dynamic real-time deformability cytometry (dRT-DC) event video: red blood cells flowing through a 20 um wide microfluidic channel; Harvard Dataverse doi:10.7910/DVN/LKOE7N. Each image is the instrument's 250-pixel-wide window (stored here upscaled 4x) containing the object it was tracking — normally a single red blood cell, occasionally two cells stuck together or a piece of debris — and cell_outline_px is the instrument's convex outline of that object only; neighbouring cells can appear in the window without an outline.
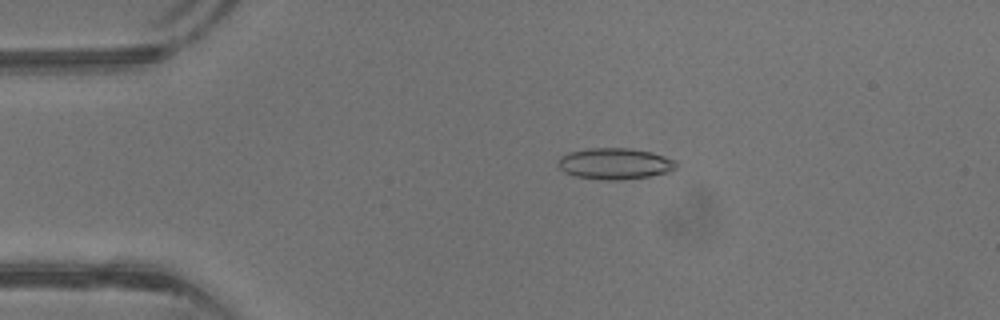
{"species": "common noctule bat (a hibernating species)", "species_latin": "Nyctalus noctula", "temperature_condition": "warm", "stored_images_in_passage": 41, "camera_frame_rate_fps": 3000, "um_per_image_px": 0.085, "animal": {"sex": "male", "body_mass_g": 13.3}, "frame": {"image": 1, "passage_image": 8, "time_ms": 2.333, "image_size_px": [1000, 320], "cell_outline_px": [[680, 164], [676, 168], [668, 172], [648, 176], [620, 180], [608, 180], [576, 176], [564, 172], [556, 164], [560, 156], [568, 152], [592, 148], [628, 148], [652, 152], [676, 160]], "centroid_in_image_um": [52.27, 13.9], "position_along_channel_um": 32.7, "area_um2": 21.56}}
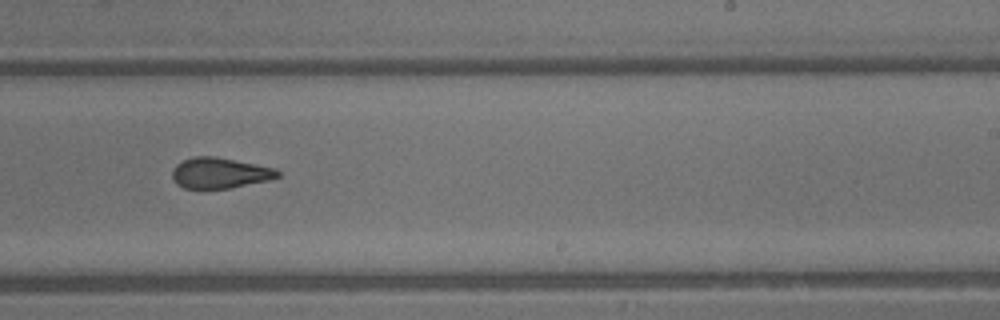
{"frame": {"image": 2, "passage_image": 25, "time_ms": 8.0, "image_size_px": [1000, 320], "cell_outline_px": [[280, 176], [268, 180], [228, 188], [184, 188], [176, 184], [172, 176], [172, 172], [176, 164], [184, 160], [196, 156], [216, 156], [272, 168], [280, 172]], "centroid_in_image_um": [18.64, 14.7], "position_along_channel_um": 270.4, "area_um2": 18.5}}
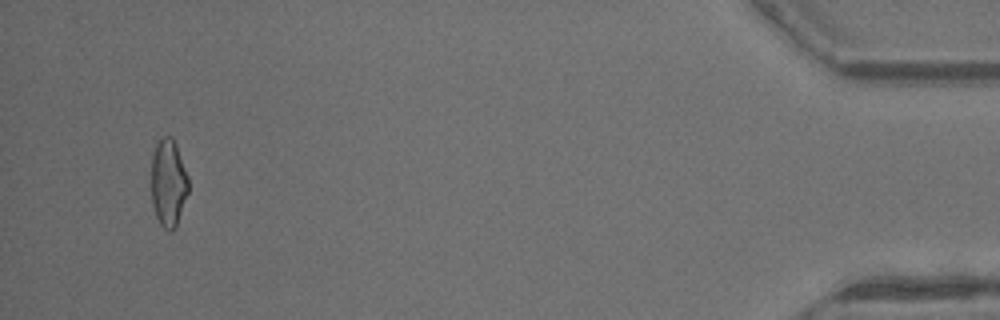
{"frame": {"image": 3, "passage_image": 39, "time_ms": 12.667, "image_size_px": [1000, 320], "cell_outline_px": [[188, 192], [176, 228], [172, 232], [168, 232], [160, 224], [156, 216], [152, 204], [152, 152], [156, 144], [164, 136], [172, 136], [176, 144], [188, 176]], "centroid_in_image_um": [14.32, 15.57], "position_along_channel_um": 420.9, "area_um2": 19.02}}